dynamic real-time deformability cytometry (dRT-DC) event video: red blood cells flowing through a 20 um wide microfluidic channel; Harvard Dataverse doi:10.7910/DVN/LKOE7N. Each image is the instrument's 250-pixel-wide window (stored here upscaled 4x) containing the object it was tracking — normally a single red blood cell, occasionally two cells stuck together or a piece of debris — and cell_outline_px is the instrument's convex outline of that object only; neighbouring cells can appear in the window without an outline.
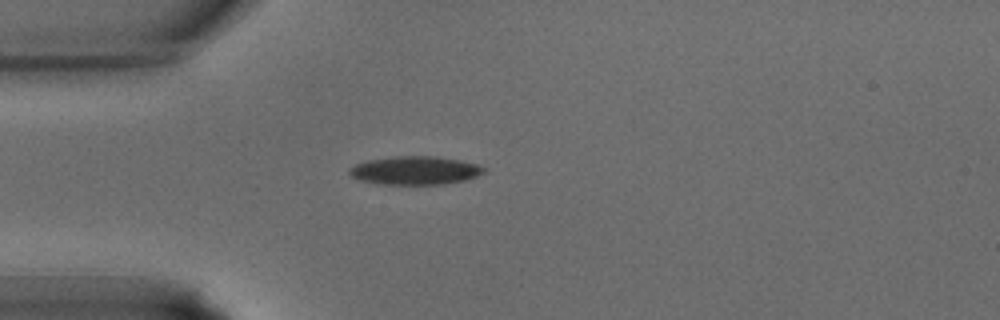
{"species": "common noctule bat (a hibernating species)", "species_latin": "Nyctalus noctula", "temperature_condition": "warm", "stored_images_in_passage": 28, "camera_frame_rate_fps": 3000, "um_per_image_px": 0.085, "animal": {"sex": "male", "body_mass_g": 15.6}, "frame": {"image": 1, "passage_image": 1, "time_ms": 0.0, "image_size_px": [1000, 320], "cell_outline_px": [[484, 172], [468, 180], [444, 184], [376, 184], [360, 180], [352, 176], [348, 172], [348, 168], [356, 164], [368, 160], [392, 156], [432, 156], [460, 160], [476, 164], [484, 168]], "centroid_in_image_um": [35.25, 14.49], "position_along_channel_um": 49.7, "area_um2": 22.25}}
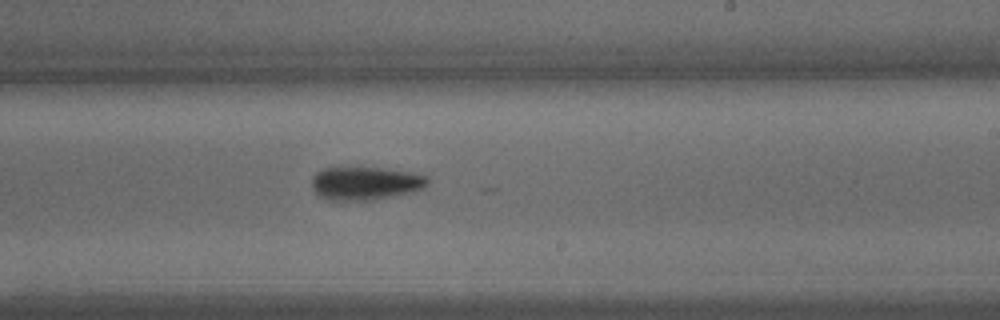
{"frame": {"image": 2, "passage_image": 13, "time_ms": 4.0, "image_size_px": [1000, 320], "cell_outline_px": [[428, 184], [424, 188], [412, 192], [396, 196], [372, 200], [328, 200], [320, 196], [312, 188], [312, 176], [316, 172], [324, 168], [380, 168], [408, 172], [428, 176]], "centroid_in_image_um": [31.06, 15.59], "position_along_channel_um": 257.9, "area_um2": 22.37}}
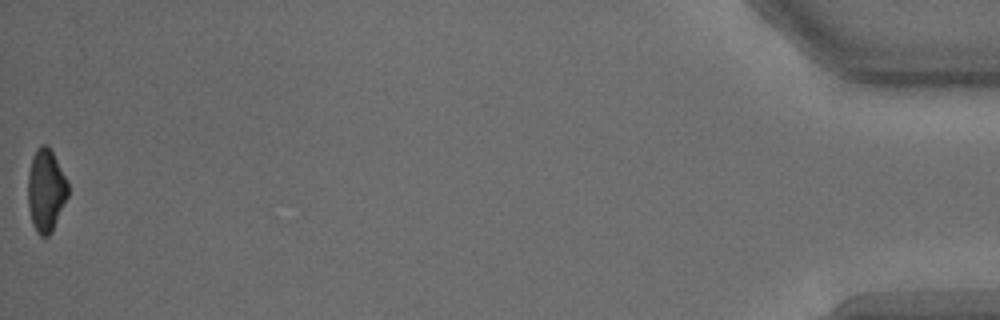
{"frame": {"image": 3, "passage_image": 28, "time_ms": 9.0, "image_size_px": [1000, 320], "cell_outline_px": [[68, 196], [52, 232], [48, 236], [40, 236], [32, 224], [28, 208], [28, 172], [32, 156], [36, 148], [40, 144], [48, 144], [68, 180]], "centroid_in_image_um": [3.9, 16.15], "position_along_channel_um": 431.3, "area_um2": 19.59}}